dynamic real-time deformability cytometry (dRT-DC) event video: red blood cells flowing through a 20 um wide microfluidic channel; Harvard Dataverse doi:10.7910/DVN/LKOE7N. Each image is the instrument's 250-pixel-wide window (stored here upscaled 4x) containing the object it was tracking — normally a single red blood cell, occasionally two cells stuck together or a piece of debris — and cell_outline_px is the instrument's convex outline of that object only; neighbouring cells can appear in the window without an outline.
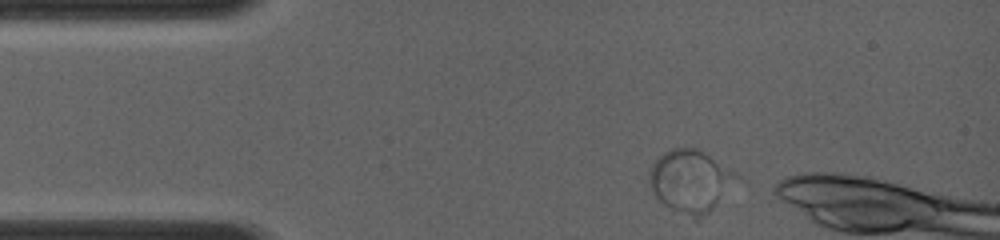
{"species": "common noctule bat (a hibernating species)", "species_latin": "Nyctalus noctula", "temperature_condition": "room temperature", "stored_images_in_passage": 3, "camera_frame_rate_fps": 4000, "um_per_image_px": 0.085, "animal": {"sex": "female", "body_mass_g": 19.0, "forearm_length_mm": 56.7}, "frame": {"image": 1, "passage_image": 1, "time_ms": 0.0, "image_size_px": [1000, 240], "cell_outline_px": [[744, 180], [708, 212], [696, 220], [692, 220], [664, 204], [656, 196], [652, 188], [648, 176], [648, 172], [652, 164], [664, 152], [672, 148], [696, 148], [704, 152], [736, 172]], "centroid_in_image_um": [58.76, 15.4], "position_along_channel_um": 26.2, "area_um2": 32.14}}